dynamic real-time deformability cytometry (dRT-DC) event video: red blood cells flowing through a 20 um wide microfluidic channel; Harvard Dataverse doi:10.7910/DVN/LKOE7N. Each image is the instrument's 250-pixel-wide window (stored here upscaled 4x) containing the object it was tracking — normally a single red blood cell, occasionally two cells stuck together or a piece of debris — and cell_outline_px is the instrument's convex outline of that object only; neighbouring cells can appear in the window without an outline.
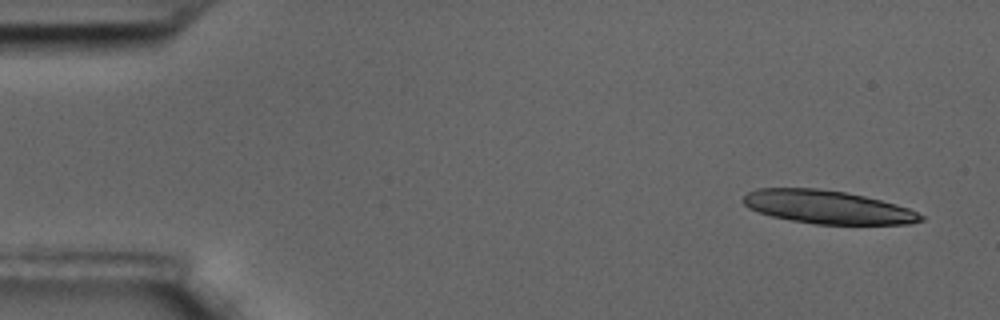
{"species": "common noctule bat (a hibernating species)", "species_latin": "Nyctalus noctula", "temperature_condition": "room temperature", "stored_images_in_passage": 17, "camera_frame_rate_fps": 3000, "um_per_image_px": 0.085, "animal": {"sex": "male", "body_mass_g": 17.5, "forearm_length_mm": 52.3}, "frame": {"image": 1, "passage_image": 3, "time_ms": 0.667, "image_size_px": [1000, 320], "cell_outline_px": [[924, 220], [908, 224], [816, 224], [792, 220], [772, 216], [748, 208], [740, 200], [748, 192], [756, 188], [816, 188], [844, 192], [864, 196], [896, 204], [908, 208], [924, 216]], "centroid_in_image_um": [70.32, 17.6], "position_along_channel_um": 14.7, "area_um2": 34.22}}